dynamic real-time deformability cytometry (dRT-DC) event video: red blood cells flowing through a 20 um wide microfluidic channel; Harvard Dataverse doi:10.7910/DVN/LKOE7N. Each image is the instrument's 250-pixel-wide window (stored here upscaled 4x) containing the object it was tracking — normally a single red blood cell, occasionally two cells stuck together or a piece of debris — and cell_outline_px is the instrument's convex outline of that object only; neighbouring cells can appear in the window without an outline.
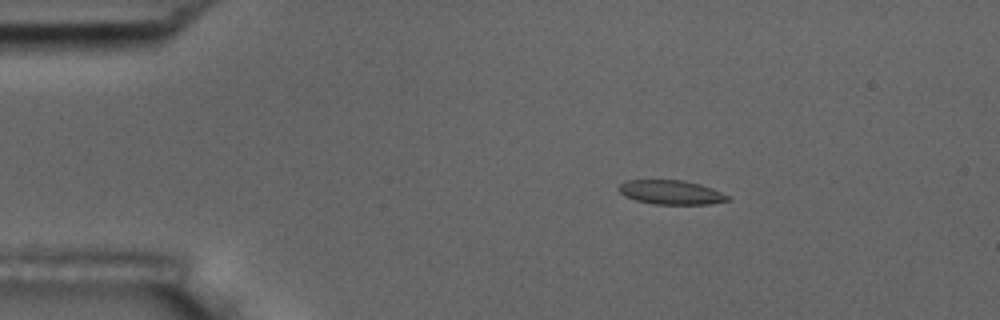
{"species": "common noctule bat (a hibernating species)", "species_latin": "Nyctalus noctula", "temperature_condition": "room temperature", "stored_images_in_passage": 4, "camera_frame_rate_fps": 3000, "um_per_image_px": 0.085, "animal": {"sex": "male", "body_mass_g": 17.5, "forearm_length_mm": 52.3}, "frame": {"image": 1, "passage_image": 1, "time_ms": 0.0, "image_size_px": [1000, 320], "cell_outline_px": [[732, 200], [708, 204], [652, 204], [636, 200], [624, 196], [616, 188], [624, 180], [684, 180], [700, 184], [712, 188], [732, 196]], "centroid_in_image_um": [57.06, 16.34], "position_along_channel_um": 27.9, "area_um2": 15.61}}